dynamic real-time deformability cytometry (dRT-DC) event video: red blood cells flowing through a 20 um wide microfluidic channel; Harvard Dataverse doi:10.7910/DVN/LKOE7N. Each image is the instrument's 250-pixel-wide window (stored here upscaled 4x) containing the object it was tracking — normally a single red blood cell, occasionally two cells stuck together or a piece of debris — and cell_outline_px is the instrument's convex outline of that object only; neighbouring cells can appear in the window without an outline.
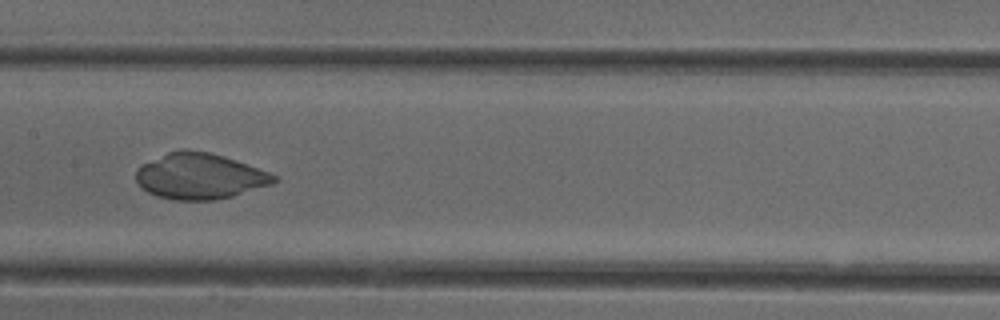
{"species": "common noctule bat (a hibernating species)", "species_latin": "Nyctalus noctula", "temperature_condition": "cold", "stored_images_in_passage": 52, "camera_frame_rate_fps": 3000, "um_per_image_px": 0.085, "animal": {"sex": "female"}, "frame": {"image": 1, "passage_image": 26, "time_ms": 8.333, "image_size_px": [1000, 320], "cell_outline_px": [[280, 180], [272, 184], [232, 196], [216, 200], [172, 200], [156, 196], [140, 188], [136, 180], [136, 168], [168, 152], [184, 148], [208, 152], [224, 156], [280, 176]], "centroid_in_image_um": [16.99, 14.98], "position_along_channel_um": 190.4, "area_um2": 36.99}}
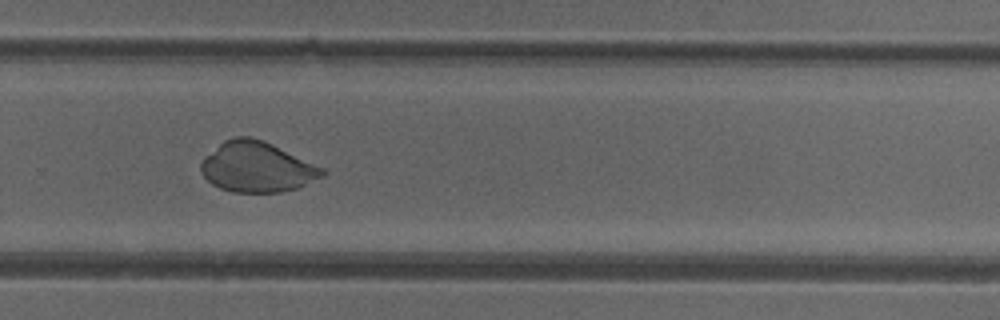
{"frame": {"image": 2, "passage_image": 35, "time_ms": 11.333, "image_size_px": [1000, 320], "cell_outline_px": [[328, 172], [324, 176], [300, 188], [280, 192], [232, 192], [220, 188], [212, 184], [200, 172], [200, 164], [204, 156], [224, 140], [236, 136], [252, 136], [264, 140], [324, 168]], "centroid_in_image_um": [21.85, 14.19], "position_along_channel_um": 307.9, "area_um2": 35.95}}
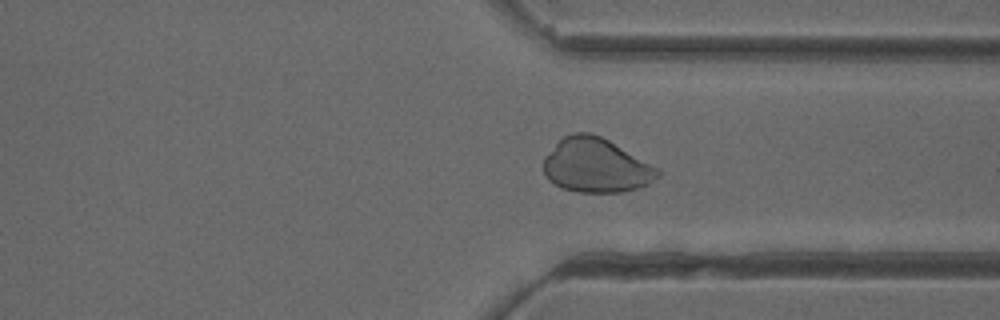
{"frame": {"image": 3, "passage_image": 39, "time_ms": 12.667, "image_size_px": [1000, 320], "cell_outline_px": [[664, 172], [660, 176], [648, 184], [640, 188], [620, 192], [580, 192], [564, 188], [548, 180], [544, 172], [544, 156], [564, 136], [572, 132], [592, 132], [608, 140], [660, 168]], "centroid_in_image_um": [50.7, 14.06], "position_along_channel_um": 360.7, "area_um2": 36.24}}